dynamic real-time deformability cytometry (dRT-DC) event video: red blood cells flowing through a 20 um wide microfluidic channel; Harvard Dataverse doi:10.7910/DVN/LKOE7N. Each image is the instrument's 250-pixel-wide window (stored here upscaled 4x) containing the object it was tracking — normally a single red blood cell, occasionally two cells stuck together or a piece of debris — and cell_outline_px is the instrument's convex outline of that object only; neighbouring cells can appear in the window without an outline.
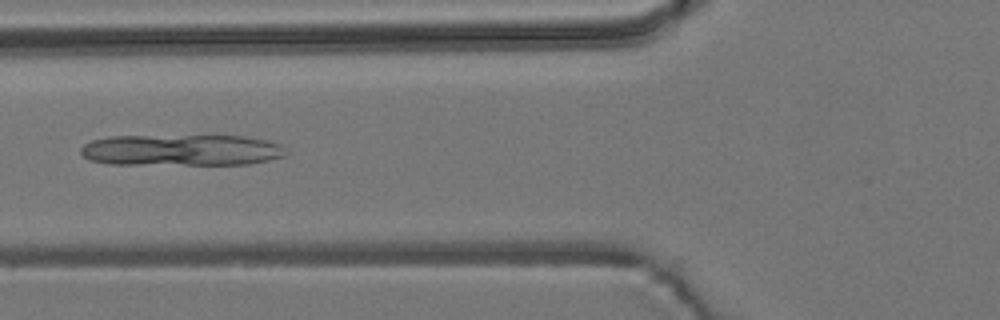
{"species": "common noctule bat (a hibernating species)", "species_latin": "Nyctalus noctula", "temperature_condition": "room temperature", "stored_images_in_passage": 5, "camera_frame_rate_fps": 3000, "um_per_image_px": 0.085, "animal": {"sex": "male", "body_mass_g": 19.2, "forearm_length_mm": 51.8}, "frame": {"image": 1, "passage_image": 5, "time_ms": 1.333, "image_size_px": [1000, 320], "cell_outline_px": [[288, 152], [284, 156], [268, 160], [248, 164], [108, 164], [88, 160], [80, 152], [80, 148], [84, 144], [92, 140], [108, 136], [244, 136], [268, 140], [284, 144]], "centroid_in_image_um": [15.44, 12.75], "position_along_channel_um": 110.4, "area_um2": 37.8}}